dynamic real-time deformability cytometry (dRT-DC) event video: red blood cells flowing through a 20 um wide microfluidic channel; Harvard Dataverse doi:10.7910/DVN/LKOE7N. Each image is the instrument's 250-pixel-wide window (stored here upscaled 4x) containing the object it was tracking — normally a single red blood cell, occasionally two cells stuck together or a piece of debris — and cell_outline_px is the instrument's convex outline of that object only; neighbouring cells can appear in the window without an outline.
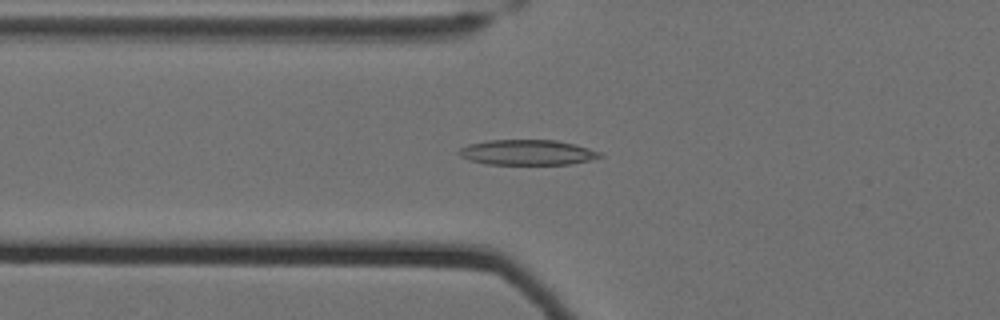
{"species": "Egyptian fruit bat (a non-hibernating species)", "species_latin": "Rousettus aegyptiacus", "temperature_condition": "cold", "stored_images_in_passage": 50, "camera_frame_rate_fps": 3000, "um_per_image_px": 0.085, "animal": {"sex": "female"}, "frame": {"image": 1, "passage_image": 14, "time_ms": 4.333, "image_size_px": [1000, 320], "cell_outline_px": [[604, 156], [588, 160], [568, 164], [488, 164], [468, 160], [460, 156], [456, 152], [460, 148], [468, 144], [488, 140], [556, 140], [588, 148], [600, 152]], "centroid_in_image_um": [44.76, 12.95], "position_along_channel_um": 81.0, "area_um2": 20.63}}
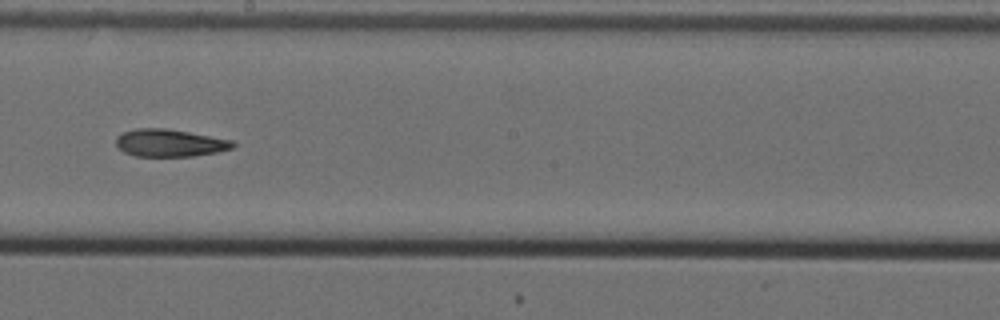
{"frame": {"image": 2, "passage_image": 27, "time_ms": 8.667, "image_size_px": [1000, 320], "cell_outline_px": [[236, 144], [232, 148], [216, 152], [192, 156], [132, 156], [124, 152], [116, 144], [116, 136], [124, 132], [136, 128], [164, 128], [188, 132], [232, 140]], "centroid_in_image_um": [14.4, 12.15], "position_along_channel_um": 233.8, "area_um2": 18.55}}
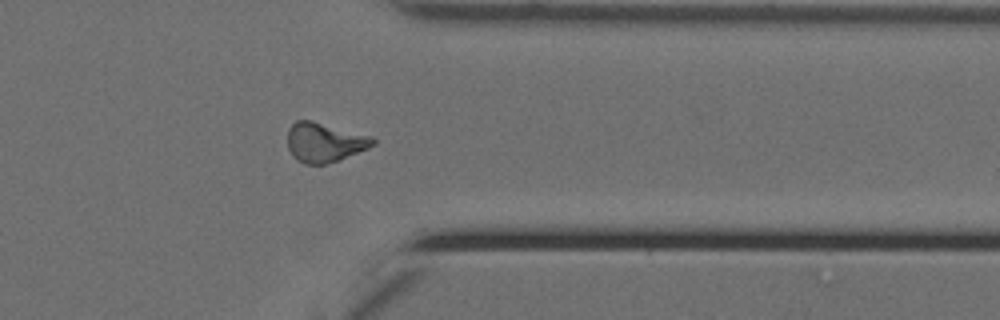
{"frame": {"image": 3, "passage_image": 40, "time_ms": 13.0, "image_size_px": [1000, 320], "cell_outline_px": [[376, 144], [368, 148], [336, 160], [324, 164], [304, 164], [296, 160], [292, 156], [288, 148], [288, 128], [296, 120], [312, 120], [372, 136], [376, 140]], "centroid_in_image_um": [27.56, 12.08], "position_along_channel_um": 383.8, "area_um2": 19.59}, "authors_computed_cell_mechanics": {"area_um2": 19.074, "velocity_mm_per_s": 3.5029, "shape_relaxation_time_tau1_ms": null, "shape_relaxation_time_tau2_ms": 7.1885, "deformation_change_tau1": null, "deformation_change_tau2": 0.1511}}